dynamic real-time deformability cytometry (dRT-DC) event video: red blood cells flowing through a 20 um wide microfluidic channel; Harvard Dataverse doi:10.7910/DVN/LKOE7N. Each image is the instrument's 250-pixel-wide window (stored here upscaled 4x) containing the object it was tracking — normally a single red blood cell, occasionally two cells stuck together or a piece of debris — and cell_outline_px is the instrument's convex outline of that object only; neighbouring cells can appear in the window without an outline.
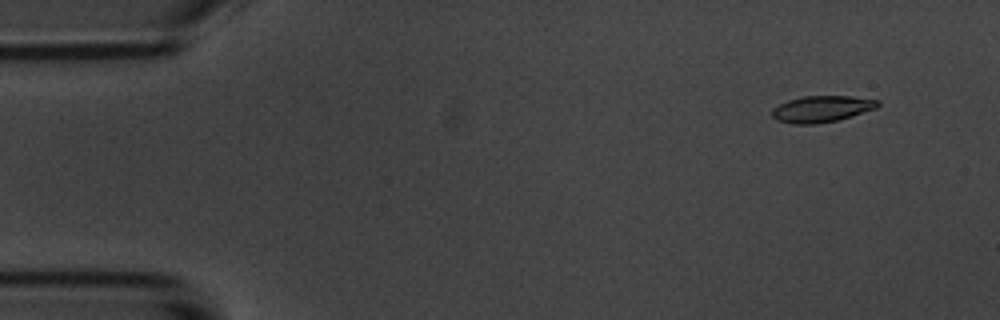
{"species": "common noctule bat (a hibernating species)", "species_latin": "Nyctalus noctula", "temperature_condition": "room temperature", "stored_images_in_passage": 5, "camera_frame_rate_fps": 3000, "um_per_image_px": 0.085, "animal": {"sex": "male", "body_mass_g": 20.1, "forearm_length_mm": 53.5}, "frame": {"image": 1, "passage_image": 2, "time_ms": 1.333, "image_size_px": [1000, 320], "cell_outline_px": [[880, 104], [876, 108], [836, 120], [816, 124], [792, 124], [776, 120], [772, 116], [772, 108], [788, 100], [804, 96], [852, 96], [880, 100]], "centroid_in_image_um": [69.82, 9.25], "position_along_channel_um": 15.2, "area_um2": 16.18}}
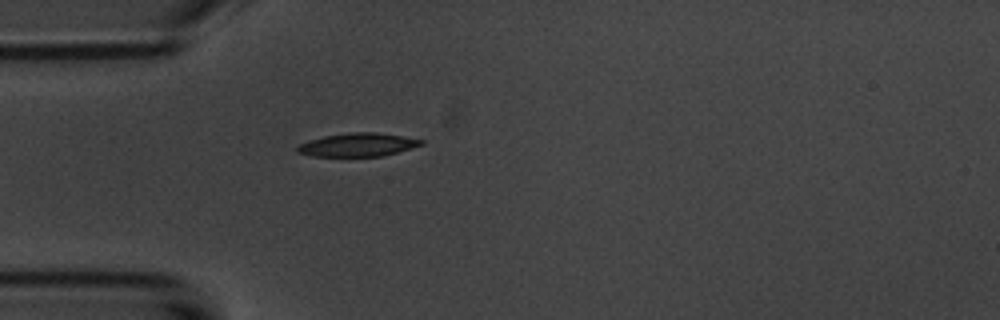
{"frame": {"image": 2, "passage_image": 5, "time_ms": 5.0, "image_size_px": [1000, 320], "cell_outline_px": [[424, 144], [384, 156], [312, 156], [296, 152], [296, 148], [300, 144], [308, 140], [324, 136], [352, 132], [376, 132], [424, 140]], "centroid_in_image_um": [30.39, 12.31], "position_along_channel_um": 54.6, "area_um2": 16.76}}